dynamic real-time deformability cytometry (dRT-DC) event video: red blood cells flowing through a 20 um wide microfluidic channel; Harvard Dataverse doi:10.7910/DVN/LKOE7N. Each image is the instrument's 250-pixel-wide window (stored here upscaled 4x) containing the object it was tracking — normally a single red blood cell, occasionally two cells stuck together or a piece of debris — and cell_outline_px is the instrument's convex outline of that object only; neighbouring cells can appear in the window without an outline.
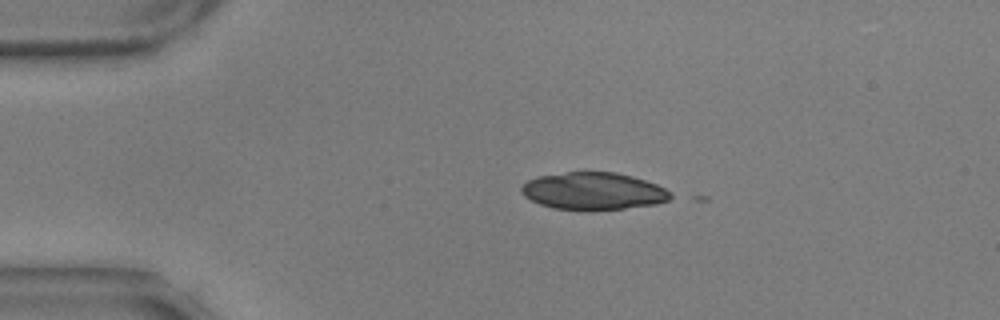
{"species": "common noctule bat (a hibernating species)", "species_latin": "Nyctalus noctula", "temperature_condition": "warm", "stored_images_in_passage": 2, "camera_frame_rate_fps": 3000, "um_per_image_px": 0.085, "animal": {"sex": "male", "body_mass_g": 17.9, "forearm_length_mm": 54.2}, "frame": {"image": 1, "passage_image": 1, "time_ms": 0.0, "image_size_px": [1000, 320], "cell_outline_px": [[676, 196], [668, 200], [656, 204], [592, 212], [588, 212], [552, 208], [540, 204], [524, 196], [520, 192], [520, 188], [528, 180], [536, 176], [568, 172], [616, 172], [632, 176], [656, 184], [664, 188]], "centroid_in_image_um": [50.43, 16.27], "position_along_channel_um": 34.6, "area_um2": 32.95}}